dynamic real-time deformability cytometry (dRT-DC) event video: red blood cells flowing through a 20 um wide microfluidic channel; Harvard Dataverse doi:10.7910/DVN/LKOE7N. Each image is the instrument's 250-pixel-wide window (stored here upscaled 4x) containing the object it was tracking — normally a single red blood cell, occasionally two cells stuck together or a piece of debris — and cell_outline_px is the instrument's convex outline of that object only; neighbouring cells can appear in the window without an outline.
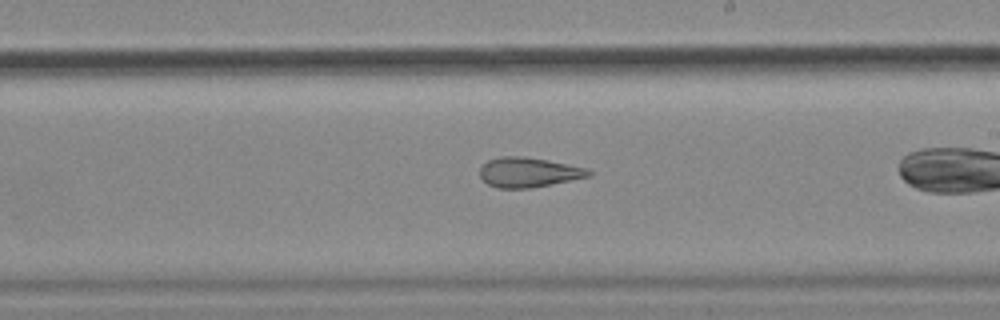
{"species": "common noctule bat (a hibernating species)", "species_latin": "Nyctalus noctula", "temperature_condition": "cold", "stored_images_in_passage": 40, "camera_frame_rate_fps": 3000, "um_per_image_px": 0.085, "animal": {"sex": "female", "body_mass_g": 18.4}, "frame": {"image": 1, "passage_image": 29, "time_ms": 9.333, "image_size_px": [1000, 320], "cell_outline_px": [[592, 176], [532, 188], [496, 188], [488, 184], [480, 176], [480, 168], [488, 160], [500, 156], [524, 156], [548, 160], [588, 168], [592, 172]], "centroid_in_image_um": [44.95, 14.64], "position_along_channel_um": 244.1, "area_um2": 19.02}}